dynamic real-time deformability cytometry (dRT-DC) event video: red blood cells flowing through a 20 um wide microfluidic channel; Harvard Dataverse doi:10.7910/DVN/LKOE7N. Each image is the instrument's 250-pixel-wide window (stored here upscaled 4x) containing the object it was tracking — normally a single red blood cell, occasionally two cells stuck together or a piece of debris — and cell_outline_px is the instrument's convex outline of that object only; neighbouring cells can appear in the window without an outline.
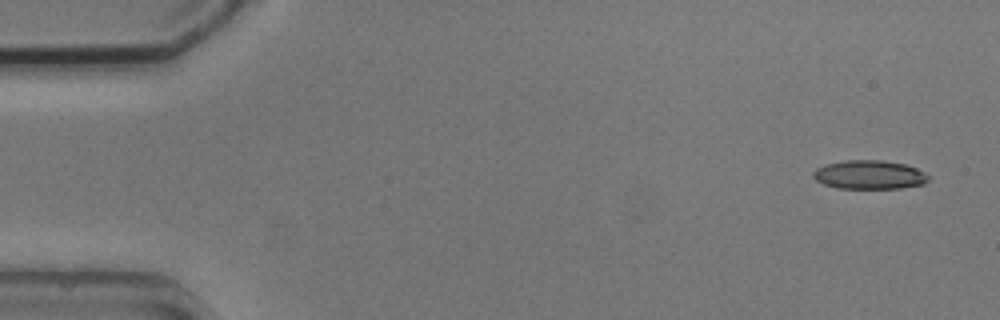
{"species": "common noctule bat (a hibernating species)", "species_latin": "Nyctalus noctula", "temperature_condition": "cold", "stored_images_in_passage": 7, "camera_frame_rate_fps": 3000, "um_per_image_px": 0.085, "animal": {"sex": "male", "body_mass_g": 20.5, "forearm_length_mm": 52.5}, "frame": {"image": 1, "passage_image": 1, "time_ms": 0.0, "image_size_px": [1000, 320], "cell_outline_px": [[928, 180], [924, 184], [900, 188], [836, 188], [824, 184], [816, 180], [812, 176], [812, 172], [816, 168], [824, 164], [844, 160], [880, 160], [908, 164], [924, 172], [928, 176]], "centroid_in_image_um": [73.87, 14.84], "position_along_channel_um": 11.1, "area_um2": 19.48}}
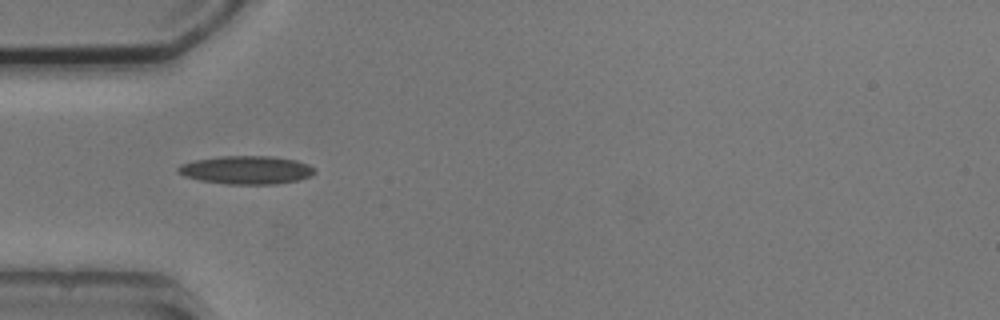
{"frame": {"image": 2, "passage_image": 5, "time_ms": 4.667, "image_size_px": [1000, 320], "cell_outline_px": [[316, 172], [312, 176], [296, 180], [276, 184], [228, 184], [200, 180], [184, 176], [176, 172], [176, 168], [180, 164], [196, 160], [220, 156], [272, 156], [296, 160], [308, 164], [316, 168]], "centroid_in_image_um": [20.95, 14.44], "position_along_channel_um": 64.0, "area_um2": 22.6}}